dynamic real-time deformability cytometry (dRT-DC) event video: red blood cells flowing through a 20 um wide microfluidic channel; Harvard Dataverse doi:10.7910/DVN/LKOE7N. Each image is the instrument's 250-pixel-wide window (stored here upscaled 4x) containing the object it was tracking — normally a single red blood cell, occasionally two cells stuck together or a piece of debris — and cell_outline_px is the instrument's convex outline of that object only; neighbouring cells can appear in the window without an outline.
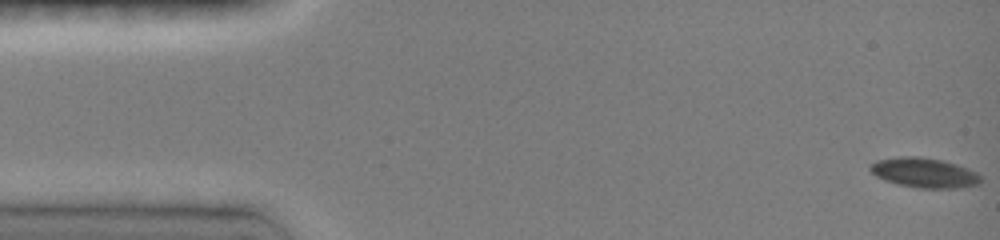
{"species": "common noctule bat (a hibernating species)", "species_latin": "Nyctalus noctula", "temperature_condition": "room temperature", "stored_images_in_passage": 48, "camera_frame_rate_fps": 3000, "um_per_image_px": 0.085, "animal": {"sex": "female", "body_mass_g": 19.0, "forearm_length_mm": 51.5}, "frame": {"image": 1, "passage_image": 1, "time_ms": 0.0, "image_size_px": [1000, 240], "cell_outline_px": [[980, 184], [960, 188], [916, 188], [884, 180], [876, 176], [868, 168], [876, 160], [904, 156], [916, 156], [940, 160], [956, 164], [968, 168], [976, 172], [980, 176]], "centroid_in_image_um": [78.57, 14.69], "position_along_channel_um": 6.4, "area_um2": 19.07}}
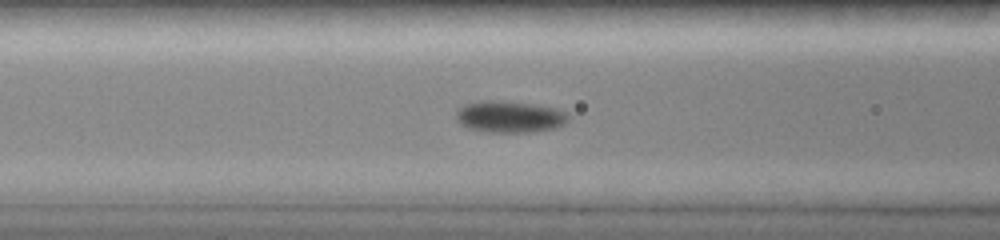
{"frame": {"image": 2, "passage_image": 19, "time_ms": 6.0, "image_size_px": [1000, 240], "cell_outline_px": [[568, 120], [564, 124], [556, 128], [532, 132], [488, 132], [472, 128], [460, 124], [456, 120], [456, 112], [464, 104], [480, 100], [504, 100], [532, 104], [556, 108], [564, 112], [568, 116]], "centroid_in_image_um": [43.31, 9.91], "position_along_channel_um": 123.3, "area_um2": 20.75}}
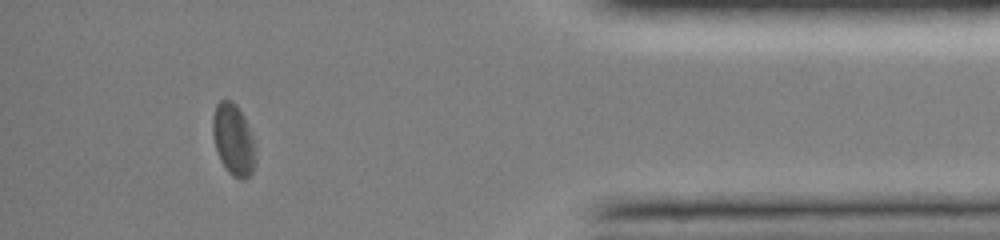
{"frame": {"image": 3, "passage_image": 43, "time_ms": 14.0, "image_size_px": [1000, 240], "cell_outline_px": [[252, 172], [244, 180], [240, 180], [232, 176], [228, 172], [220, 160], [216, 148], [212, 132], [212, 116], [216, 104], [220, 100], [232, 100], [236, 104], [244, 116], [252, 140]], "centroid_in_image_um": [19.76, 11.83], "position_along_channel_um": 415.4, "area_um2": 17.28}, "authors_computed_cell_mechanics": {"area_um2": 18.7272, "velocity_mm_per_s": 4.0339, "shape_relaxation_time_tau1_ms": 1.899, "shape_relaxation_time_tau2_ms": null, "deformation_change_tau1": 0.066, "deformation_change_tau2": null}}